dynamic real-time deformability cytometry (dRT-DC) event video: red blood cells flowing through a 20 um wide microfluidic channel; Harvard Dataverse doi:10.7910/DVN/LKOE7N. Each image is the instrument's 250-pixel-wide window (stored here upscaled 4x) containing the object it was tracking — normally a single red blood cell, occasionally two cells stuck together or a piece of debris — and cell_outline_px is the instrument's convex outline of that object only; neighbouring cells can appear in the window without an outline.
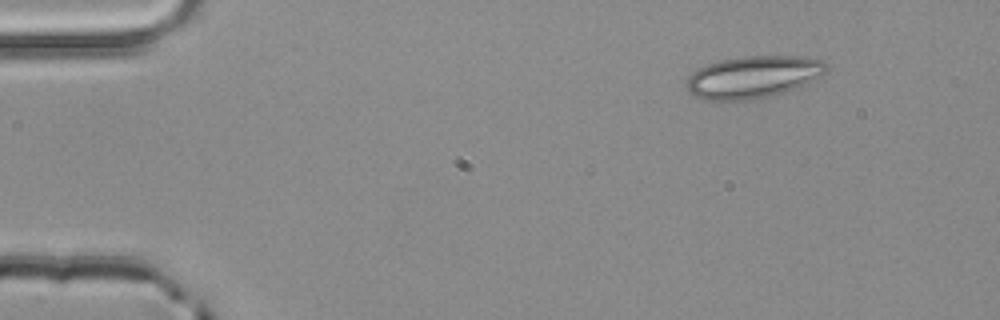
{"species": "common noctule bat (a hibernating species)", "species_latin": "Nyctalus noctula", "temperature_condition": "room temperature", "stored_images_in_passage": 4, "segment_of_instrument_passage": [1, 2], "camera_frame_rate_fps": 3000, "um_per_image_px": 0.085, "animal": {"sex": "male", "body_mass_g": 20.4}, "frame": {"image": 1, "passage_image": 1, "time_ms": 0.0, "image_size_px": [1000, 320], "cell_outline_px": [[832, 68], [820, 76], [784, 92], [772, 96], [752, 100], [720, 104], [704, 100], [688, 92], [688, 80], [692, 72], [708, 64], [720, 60], [744, 56], [796, 56], [824, 60]], "centroid_in_image_um": [64.0, 6.58], "position_along_channel_um": 21.0, "area_um2": 34.91}}